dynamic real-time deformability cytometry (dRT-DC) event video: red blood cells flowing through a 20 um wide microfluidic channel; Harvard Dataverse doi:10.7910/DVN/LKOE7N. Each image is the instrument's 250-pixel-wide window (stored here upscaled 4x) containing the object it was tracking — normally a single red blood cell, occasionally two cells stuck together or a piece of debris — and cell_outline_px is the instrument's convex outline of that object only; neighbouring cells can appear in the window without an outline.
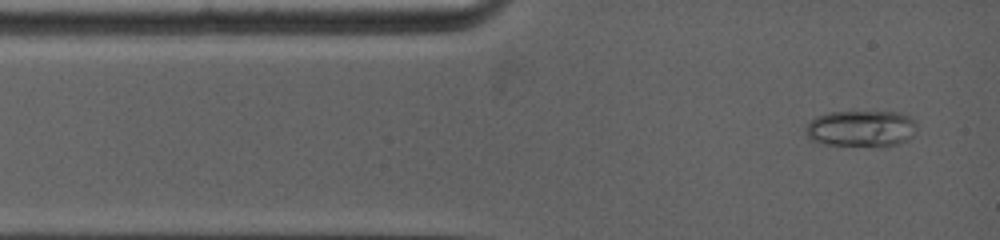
{"species": "common noctule bat (a hibernating species)", "species_latin": "Nyctalus noctula", "temperature_condition": "warm", "stored_images_in_passage": 6, "camera_frame_rate_fps": 5000, "um_per_image_px": 0.085, "animal": {"sex": "female", "body_mass_g": 19.0, "forearm_length_mm": 53.3}, "frame": {"image": 1, "passage_image": 1, "time_ms": 0.0, "image_size_px": [1000, 240], "cell_outline_px": [[916, 132], [908, 140], [896, 144], [880, 148], [816, 144], [804, 132], [804, 128], [816, 116], [828, 112], [900, 112], [912, 116], [916, 124]], "centroid_in_image_um": [73.2, 10.96], "position_along_channel_um": 11.8, "area_um2": 24.45}}
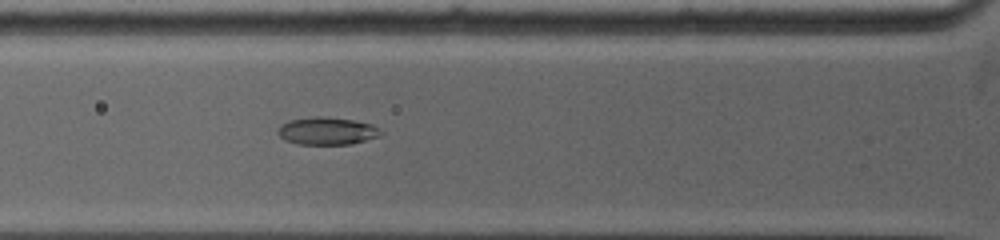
{"frame": {"image": 2, "passage_image": 6, "time_ms": 3.0, "image_size_px": [1000, 240], "cell_outline_px": [[384, 132], [380, 136], [352, 144], [300, 144], [284, 140], [276, 132], [280, 124], [288, 120], [316, 116], [320, 116], [352, 120], [372, 124]], "centroid_in_image_um": [27.78, 11.13], "position_along_channel_um": 98.0, "area_um2": 16.59}}